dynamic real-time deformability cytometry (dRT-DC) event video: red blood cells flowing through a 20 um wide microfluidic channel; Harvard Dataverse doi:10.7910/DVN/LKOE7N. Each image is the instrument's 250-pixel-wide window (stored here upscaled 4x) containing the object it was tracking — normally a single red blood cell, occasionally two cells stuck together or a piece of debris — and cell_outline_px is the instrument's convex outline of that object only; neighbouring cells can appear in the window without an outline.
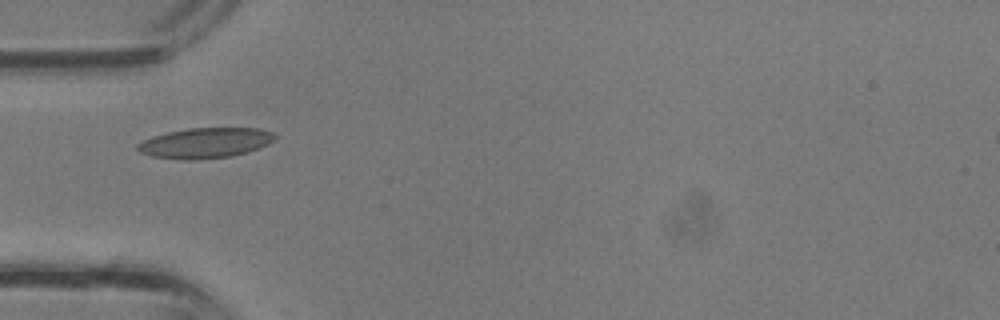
{"species": "common noctule bat (a hibernating species)", "species_latin": "Nyctalus noctula", "temperature_condition": "room temperature", "stored_images_in_passage": 24, "camera_frame_rate_fps": 3000, "um_per_image_px": 0.085, "animal": {"sex": "male", "body_mass_g": 13.3}, "frame": {"image": 1, "passage_image": 1, "time_ms": 0.0, "image_size_px": [1000, 320], "cell_outline_px": [[276, 140], [260, 148], [248, 152], [232, 156], [196, 160], [184, 160], [152, 156], [140, 152], [136, 148], [136, 144], [152, 136], [168, 132], [188, 128], [260, 128], [272, 132], [276, 136]], "centroid_in_image_um": [17.47, 12.15], "position_along_channel_um": 67.5, "area_um2": 24.45}}
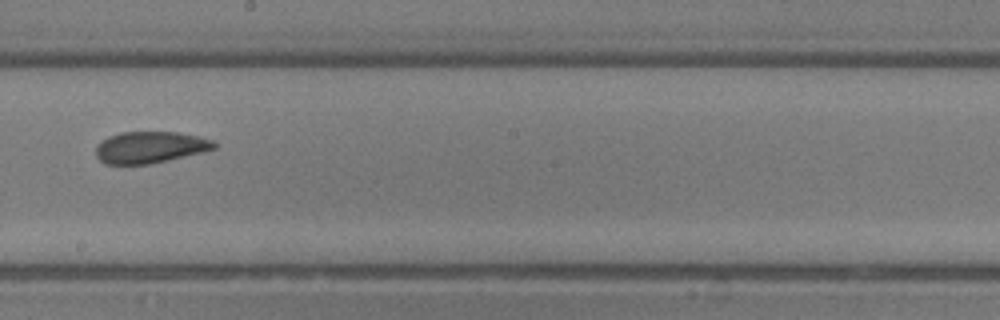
{"frame": {"image": 2, "passage_image": 10, "time_ms": 3.0, "image_size_px": [1000, 320], "cell_outline_px": [[216, 148], [168, 160], [148, 164], [104, 164], [96, 156], [96, 144], [100, 140], [108, 136], [120, 132], [176, 132], [196, 136], [212, 140], [216, 144]], "centroid_in_image_um": [12.68, 12.51], "position_along_channel_um": 235.5, "area_um2": 21.68}}
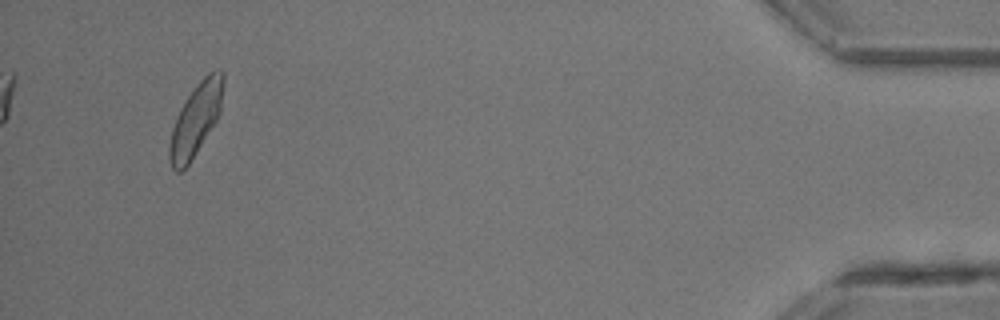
{"frame": {"image": 3, "passage_image": 24, "time_ms": 7.667, "image_size_px": [1000, 320], "cell_outline_px": [[224, 80], [220, 112], [216, 120], [196, 152], [188, 164], [180, 172], [176, 172], [172, 168], [168, 160], [168, 144], [172, 128], [176, 116], [180, 108], [196, 84], [208, 72], [216, 68], [220, 68], [224, 72]], "centroid_in_image_um": [16.63, 10.13], "position_along_channel_um": 418.6, "area_um2": 22.66}}